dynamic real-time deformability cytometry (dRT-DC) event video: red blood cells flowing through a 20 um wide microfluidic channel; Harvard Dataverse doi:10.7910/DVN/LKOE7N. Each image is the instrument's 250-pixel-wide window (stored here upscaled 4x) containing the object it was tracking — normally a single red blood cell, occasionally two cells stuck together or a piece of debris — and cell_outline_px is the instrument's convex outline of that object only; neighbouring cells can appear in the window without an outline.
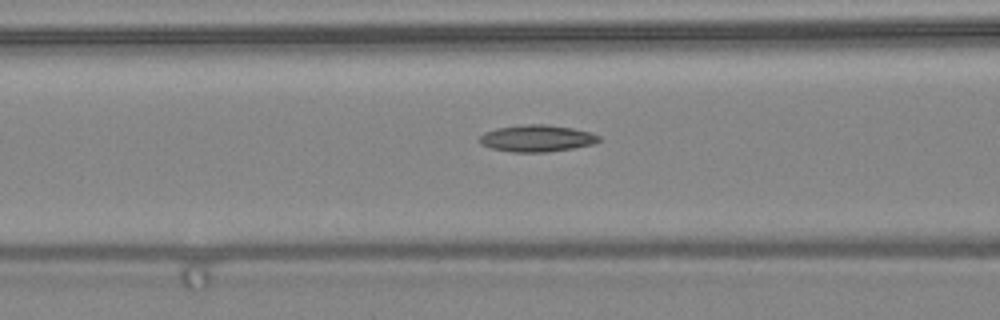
{"species": "common noctule bat (a hibernating species)", "species_latin": "Nyctalus noctula", "temperature_condition": "warm", "stored_images_in_passage": 17, "camera_frame_rate_fps": 3000, "um_per_image_px": 0.085, "animal": {"sex": "female", "body_mass_g": 24.6, "forearm_length_mm": 56.2}, "frame": {"image": 1, "passage_image": 7, "time_ms": 2.0, "image_size_px": [1000, 320], "cell_outline_px": [[600, 140], [592, 144], [572, 148], [548, 152], [512, 152], [492, 148], [480, 144], [476, 140], [484, 132], [496, 128], [528, 124], [548, 124], [572, 128], [592, 132], [600, 136]], "centroid_in_image_um": [45.61, 11.75], "position_along_channel_um": 121.0, "area_um2": 18.73}}
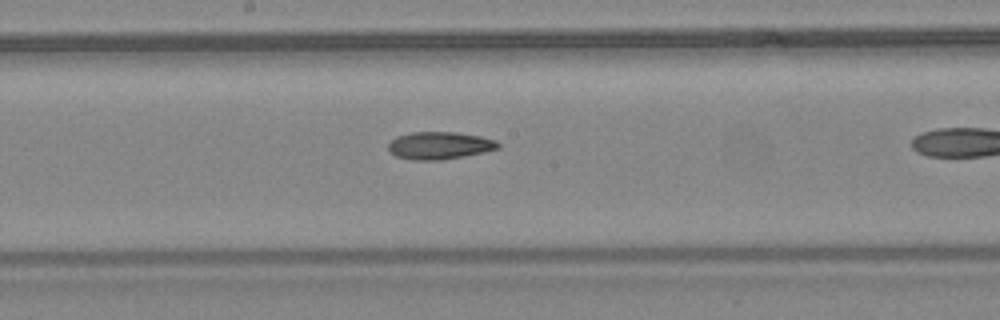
{"frame": {"image": 2, "passage_image": 13, "time_ms": 4.0, "image_size_px": [1000, 320], "cell_outline_px": [[500, 148], [484, 152], [464, 156], [440, 160], [412, 160], [396, 156], [388, 152], [388, 144], [396, 136], [412, 132], [456, 132], [480, 136], [496, 140], [500, 144]], "centroid_in_image_um": [37.35, 12.37], "position_along_channel_um": 210.9, "area_um2": 17.69}}
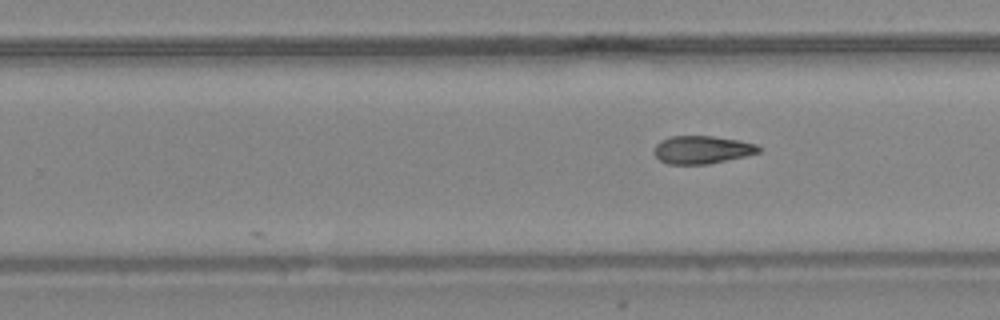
{"frame": {"image": 3, "passage_image": 17, "time_ms": 5.333, "image_size_px": [1000, 320], "cell_outline_px": [[760, 152], [744, 156], [708, 164], [668, 164], [660, 160], [656, 156], [656, 144], [660, 140], [668, 136], [712, 136], [740, 140], [756, 144], [760, 148]], "centroid_in_image_um": [59.67, 12.72], "position_along_channel_um": 270.1, "area_um2": 16.88}}